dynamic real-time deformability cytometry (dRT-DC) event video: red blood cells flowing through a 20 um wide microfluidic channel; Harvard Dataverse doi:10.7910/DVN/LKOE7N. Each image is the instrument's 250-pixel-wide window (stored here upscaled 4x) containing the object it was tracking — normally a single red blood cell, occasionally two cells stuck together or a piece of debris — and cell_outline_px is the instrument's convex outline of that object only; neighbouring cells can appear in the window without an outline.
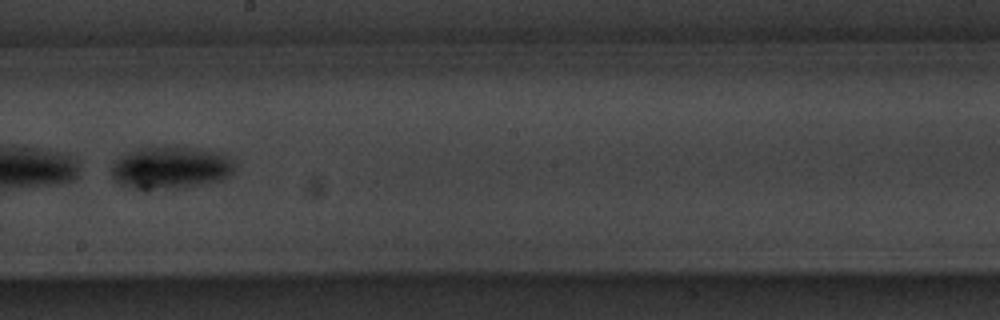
{"species": "common noctule bat (a hibernating species)", "species_latin": "Nyctalus noctula", "temperature_condition": "warm", "stored_images_in_passage": 35, "camera_frame_rate_fps": 3000, "um_per_image_px": 0.085, "animal": {"sex": "male", "body_mass_g": 20.1, "forearm_length_mm": 53.5}, "frame": {"image": 1, "passage_image": 33, "time_ms": 10.667, "image_size_px": [1000, 320], "cell_outline_px": [[236, 164], [232, 172], [228, 176], [220, 180], [200, 184], [148, 192], [144, 192], [120, 184], [112, 180], [112, 168], [116, 160], [120, 156], [128, 152], [144, 148], [188, 148], [224, 152]], "centroid_in_image_um": [14.48, 14.3], "position_along_channel_um": 233.7, "area_um2": 30.46}}